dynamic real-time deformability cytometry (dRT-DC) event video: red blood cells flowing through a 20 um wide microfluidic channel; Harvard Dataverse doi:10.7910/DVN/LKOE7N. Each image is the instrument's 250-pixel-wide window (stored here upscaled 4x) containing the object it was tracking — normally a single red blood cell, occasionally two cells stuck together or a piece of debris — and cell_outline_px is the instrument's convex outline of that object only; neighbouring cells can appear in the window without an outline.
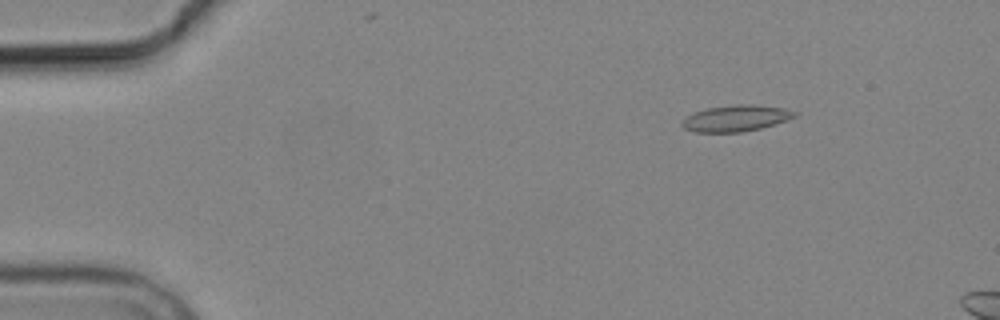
{"species": "common noctule bat (a hibernating species)", "species_latin": "Nyctalus noctula", "temperature_condition": "cold", "stored_images_in_passage": 5, "camera_frame_rate_fps": 3000, "um_per_image_px": 0.085, "animal": {"sex": "male", "body_mass_g": 19.2, "forearm_length_mm": 51.8}, "frame": {"image": 1, "passage_image": 2, "time_ms": 1.333, "image_size_px": [1000, 320], "cell_outline_px": [[796, 116], [760, 128], [740, 132], [696, 132], [684, 128], [680, 124], [688, 116], [696, 112], [708, 108], [736, 104], [752, 104], [784, 108], [796, 112]], "centroid_in_image_um": [62.53, 10.05], "position_along_channel_um": 22.5, "area_um2": 16.82}}